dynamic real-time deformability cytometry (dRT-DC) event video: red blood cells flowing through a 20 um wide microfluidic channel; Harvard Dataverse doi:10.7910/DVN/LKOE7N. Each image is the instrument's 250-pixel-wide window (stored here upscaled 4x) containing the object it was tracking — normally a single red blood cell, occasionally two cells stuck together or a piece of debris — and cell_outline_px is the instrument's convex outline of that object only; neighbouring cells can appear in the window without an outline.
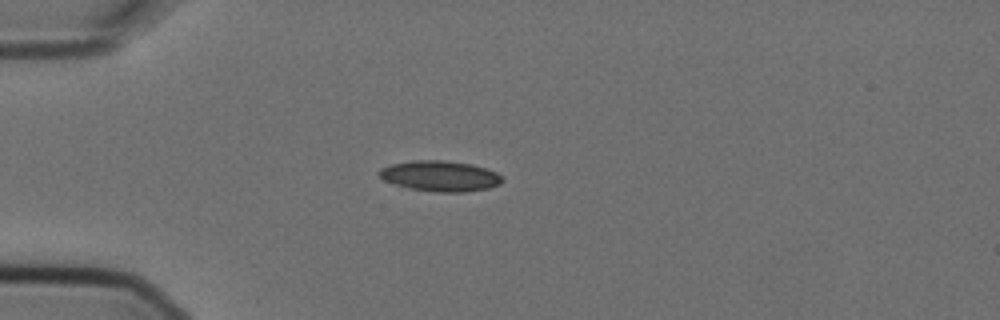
{"species": "Egyptian fruit bat (a non-hibernating species)", "species_latin": "Rousettus aegyptiacus", "temperature_condition": "cold", "stored_images_in_passage": 6, "camera_frame_rate_fps": 3000, "um_per_image_px": 0.085, "animal": {"sex": "female"}, "frame": {"image": 1, "passage_image": 2, "time_ms": 0.333, "image_size_px": [1000, 320], "cell_outline_px": [[504, 180], [500, 184], [488, 188], [464, 192], [436, 192], [412, 188], [396, 184], [384, 180], [376, 172], [380, 168], [392, 164], [412, 160], [444, 160], [472, 164], [496, 172], [504, 176]], "centroid_in_image_um": [37.43, 14.95], "position_along_channel_um": 47.6, "area_um2": 21.91}}
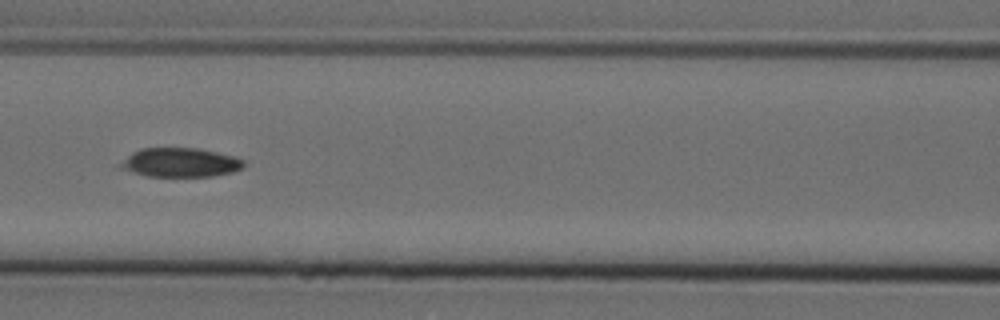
{"frame": {"image": 2, "passage_image": 5, "time_ms": 1.333, "image_size_px": [1000, 320], "cell_outline_px": [[244, 168], [232, 172], [212, 176], [148, 176], [120, 168], [120, 164], [132, 152], [140, 148], [196, 148], [216, 152], [232, 156], [244, 160]], "centroid_in_image_um": [15.34, 13.81], "position_along_channel_um": 151.3, "area_um2": 20.63}}
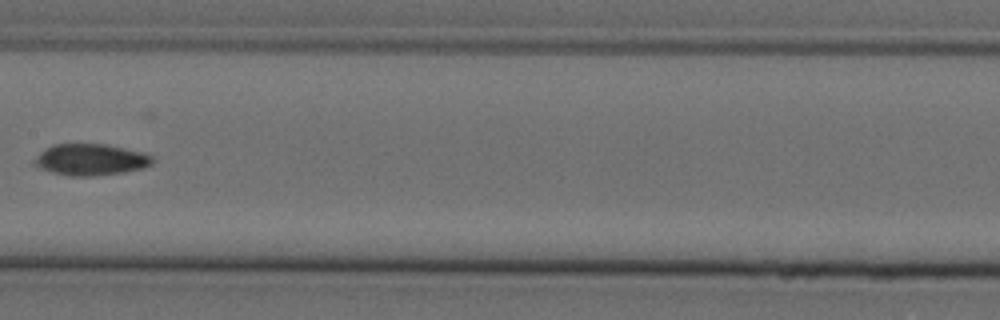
{"frame": {"image": 3, "passage_image": 6, "time_ms": 1.667, "image_size_px": [1000, 320], "cell_outline_px": [[152, 164], [144, 168], [124, 172], [92, 176], [68, 176], [52, 172], [40, 168], [32, 164], [32, 160], [44, 148], [52, 144], [104, 144], [140, 152], [152, 156]], "centroid_in_image_um": [7.64, 13.57], "position_along_channel_um": 199.8, "area_um2": 21.62}}